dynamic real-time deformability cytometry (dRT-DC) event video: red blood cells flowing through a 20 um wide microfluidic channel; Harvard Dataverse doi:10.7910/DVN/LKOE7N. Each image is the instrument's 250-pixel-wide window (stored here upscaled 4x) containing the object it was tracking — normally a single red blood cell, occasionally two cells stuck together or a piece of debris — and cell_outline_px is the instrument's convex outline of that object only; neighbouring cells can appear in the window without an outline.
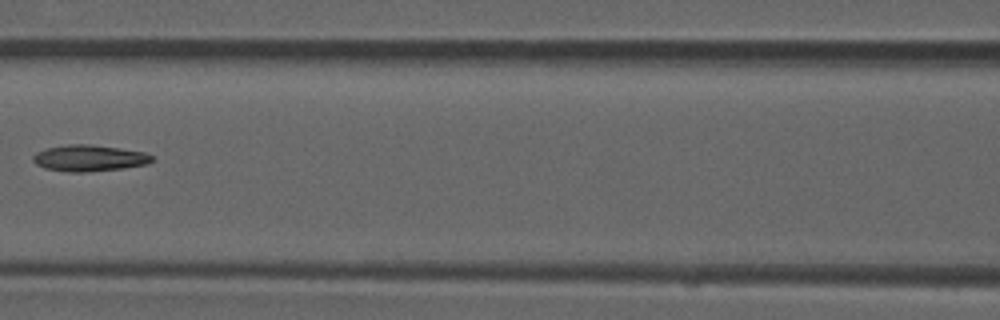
{"species": "common noctule bat (a hibernating species)", "species_latin": "Nyctalus noctula", "temperature_condition": "room temperature", "stored_images_in_passage": 8, "camera_frame_rate_fps": 3000, "um_per_image_px": 0.085, "animal": {"sex": "male", "forearm_length_mm": 52.5}, "frame": {"image": 1, "passage_image": 8, "time_ms": 2.333, "image_size_px": [1000, 320], "cell_outline_px": [[152, 160], [148, 164], [124, 168], [84, 172], [68, 172], [44, 168], [36, 164], [32, 160], [32, 156], [36, 152], [44, 148], [68, 144], [88, 144], [120, 148], [144, 152], [152, 156]], "centroid_in_image_um": [7.54, 13.44], "position_along_channel_um": 159.1, "area_um2": 18.32}}